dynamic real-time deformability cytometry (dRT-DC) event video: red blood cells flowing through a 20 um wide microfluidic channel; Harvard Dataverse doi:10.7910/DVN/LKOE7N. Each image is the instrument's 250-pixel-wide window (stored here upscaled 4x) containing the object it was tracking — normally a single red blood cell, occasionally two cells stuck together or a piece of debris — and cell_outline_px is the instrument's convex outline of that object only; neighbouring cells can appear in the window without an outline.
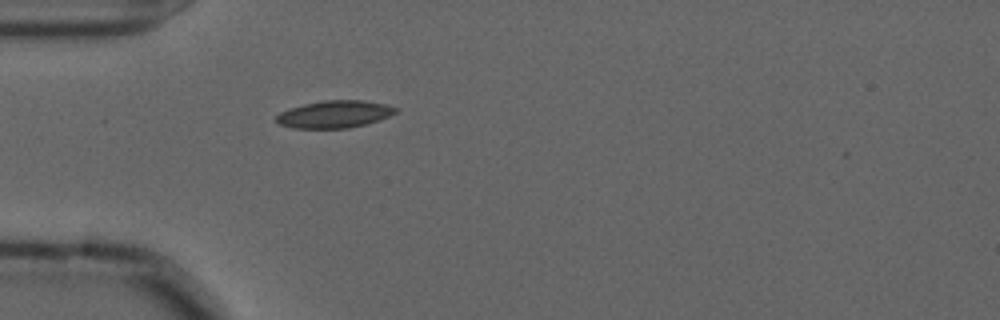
{"species": "common noctule bat (a hibernating species)", "species_latin": "Nyctalus noctula", "temperature_condition": "cold", "stored_images_in_passage": 41, "camera_frame_rate_fps": 3000, "um_per_image_px": 0.085, "animal": {"sex": "male", "forearm_length_mm": 52.5}, "frame": {"image": 1, "passage_image": 1, "time_ms": 0.0, "image_size_px": [1000, 320], "cell_outline_px": [[396, 112], [380, 120], [348, 128], [292, 128], [280, 124], [276, 120], [276, 116], [280, 112], [304, 104], [324, 100], [364, 100], [384, 104], [396, 108]], "centroid_in_image_um": [28.42, 9.71], "position_along_channel_um": 56.6, "area_um2": 18.73}}
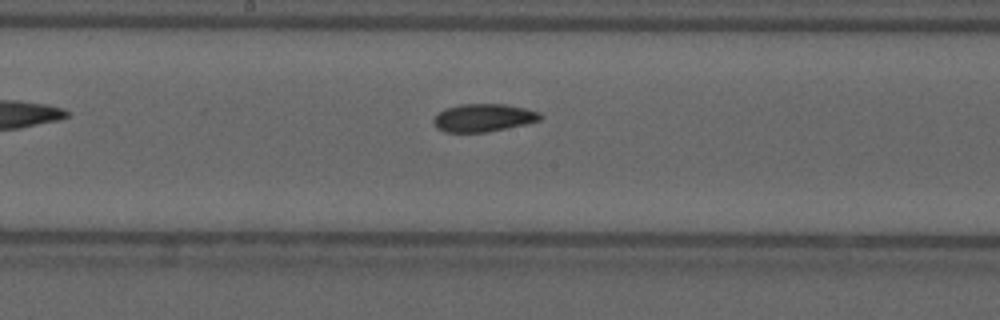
{"frame": {"image": 2, "passage_image": 14, "time_ms": 4.333, "image_size_px": [1000, 320], "cell_outline_px": [[544, 116], [540, 120], [524, 124], [488, 132], [444, 132], [436, 128], [432, 120], [444, 108], [460, 104], [504, 104], [524, 108], [540, 112]], "centroid_in_image_um": [41.08, 10.01], "position_along_channel_um": 207.1, "area_um2": 17.34}}
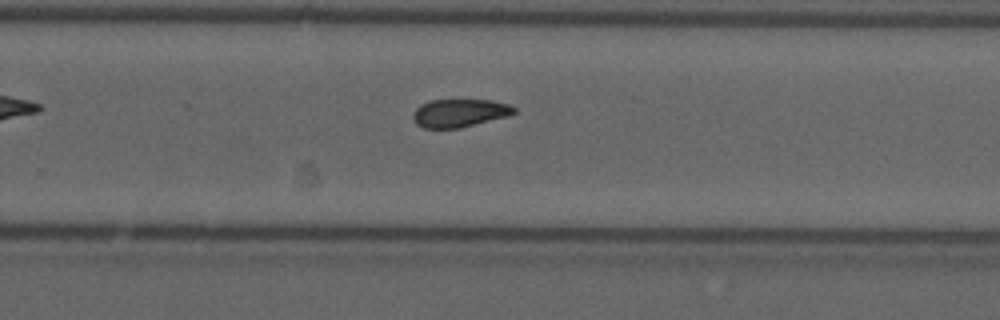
{"frame": {"image": 3, "passage_image": 21, "time_ms": 6.667, "image_size_px": [1000, 320], "cell_outline_px": [[516, 112], [508, 116], [456, 128], [424, 128], [416, 124], [412, 116], [416, 108], [420, 104], [432, 100], [492, 100], [508, 104], [516, 108]], "centroid_in_image_um": [39.05, 9.59], "position_along_channel_um": 290.8, "area_um2": 16.36}, "authors_computed_cell_mechanics": {"area_um2": 17.3978, "velocity_mm_per_s": 3.6064, "shape_relaxation_time_tau1_ms": null, "shape_relaxation_time_tau2_ms": 3.2006, "deformation_change_tau1": null, "deformation_change_tau2": 0.0809}}